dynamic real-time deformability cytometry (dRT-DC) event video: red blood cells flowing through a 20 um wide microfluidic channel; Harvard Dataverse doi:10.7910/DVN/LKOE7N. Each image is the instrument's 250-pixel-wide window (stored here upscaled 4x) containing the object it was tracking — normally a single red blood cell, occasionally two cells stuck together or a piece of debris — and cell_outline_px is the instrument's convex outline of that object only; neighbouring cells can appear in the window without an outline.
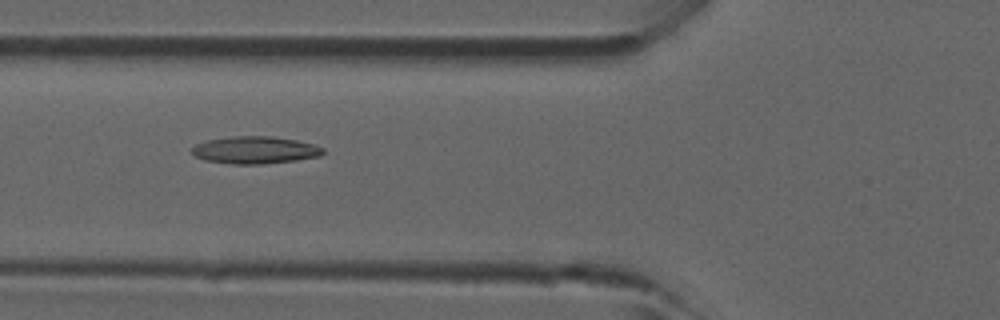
{"species": "common noctule bat (a hibernating species)", "species_latin": "Nyctalus noctula", "temperature_condition": "room temperature", "stored_images_in_passage": 34, "camera_frame_rate_fps": 3000, "um_per_image_px": 0.085, "animal": {"sex": "male", "forearm_length_mm": 52.5}, "frame": {"image": 1, "passage_image": 6, "time_ms": 1.667, "image_size_px": [1000, 320], "cell_outline_px": [[324, 152], [320, 156], [296, 160], [264, 164], [232, 164], [204, 160], [196, 156], [192, 152], [192, 148], [196, 144], [208, 140], [232, 136], [272, 136], [296, 140], [312, 144], [324, 148]], "centroid_in_image_um": [21.68, 12.75], "position_along_channel_um": 104.1, "area_um2": 20.81}}
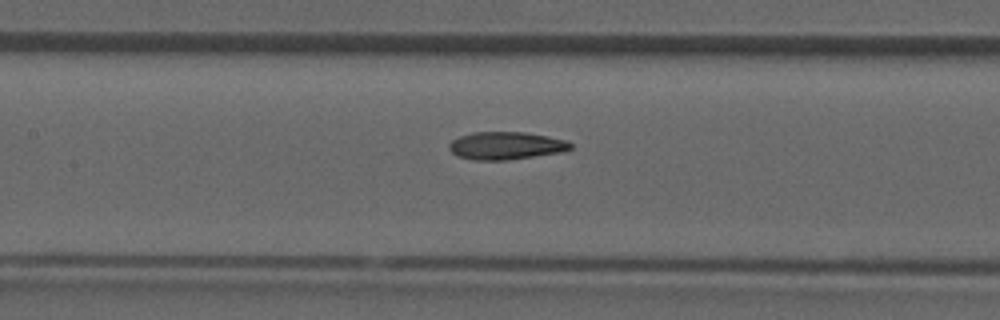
{"frame": {"image": 2, "passage_image": 10, "time_ms": 3.0, "image_size_px": [1000, 320], "cell_outline_px": [[572, 148], [560, 152], [504, 160], [472, 160], [456, 156], [448, 148], [448, 144], [452, 140], [460, 136], [472, 132], [524, 132], [548, 136], [564, 140], [572, 144]], "centroid_in_image_um": [42.94, 12.38], "position_along_channel_um": 164.5, "area_um2": 19.48}}